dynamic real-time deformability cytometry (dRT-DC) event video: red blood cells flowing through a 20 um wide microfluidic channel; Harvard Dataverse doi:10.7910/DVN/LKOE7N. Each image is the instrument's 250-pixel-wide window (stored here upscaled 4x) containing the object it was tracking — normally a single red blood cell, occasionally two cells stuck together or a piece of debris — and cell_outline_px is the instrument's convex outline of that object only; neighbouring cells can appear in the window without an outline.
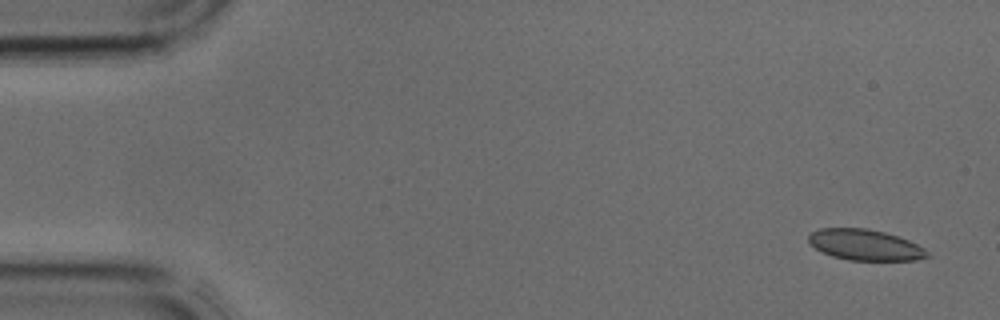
{"species": "common noctule bat (a hibernating species)", "species_latin": "Nyctalus noctula", "temperature_condition": "cold", "stored_images_in_passage": 4, "camera_frame_rate_fps": 3000, "um_per_image_px": 0.085, "animal": {"sex": "male", "body_mass_g": 17.9, "forearm_length_mm": 54.2}, "frame": {"image": 1, "passage_image": 1, "time_ms": 0.0, "image_size_px": [1000, 320], "cell_outline_px": [[932, 256], [916, 260], [848, 260], [832, 256], [816, 248], [808, 240], [808, 236], [812, 232], [820, 228], [868, 228], [884, 232], [908, 240], [924, 248]], "centroid_in_image_um": [73.55, 20.81], "position_along_channel_um": 11.4, "area_um2": 21.21}}
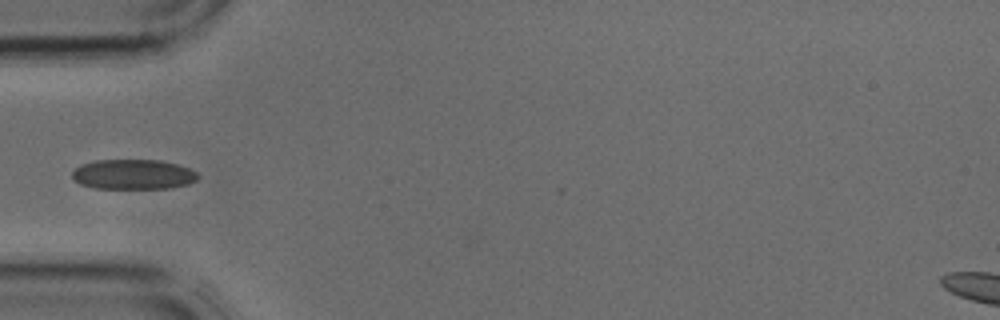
{"frame": {"image": 2, "passage_image": 4, "time_ms": 1.0, "image_size_px": [1000, 320], "cell_outline_px": [[200, 176], [196, 180], [188, 184], [172, 188], [96, 188], [80, 184], [72, 176], [72, 172], [80, 164], [96, 160], [160, 160], [176, 164], [188, 168], [196, 172]], "centroid_in_image_um": [11.33, 14.82], "position_along_channel_um": 73.7, "area_um2": 21.91}}